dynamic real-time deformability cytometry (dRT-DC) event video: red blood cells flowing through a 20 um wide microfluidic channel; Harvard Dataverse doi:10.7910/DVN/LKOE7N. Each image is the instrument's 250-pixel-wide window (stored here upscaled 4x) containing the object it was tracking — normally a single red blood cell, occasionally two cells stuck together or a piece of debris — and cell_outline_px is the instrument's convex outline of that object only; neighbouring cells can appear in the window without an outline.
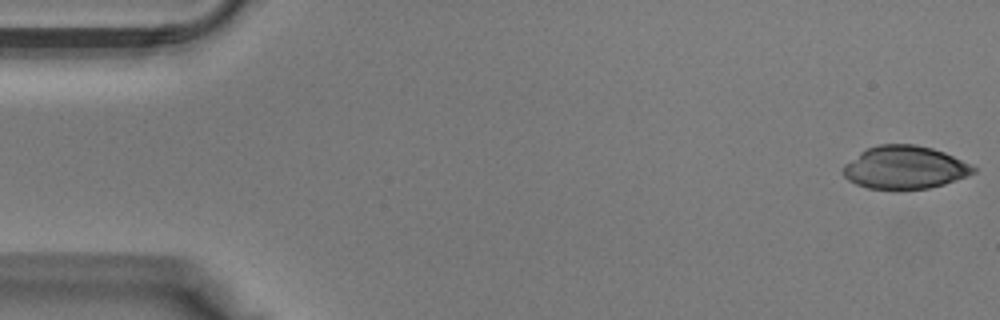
{"species": "Egyptian fruit bat (a non-hibernating species)", "species_latin": "Rousettus aegyptiacus", "temperature_condition": "warm", "stored_images_in_passage": 38, "camera_frame_rate_fps": 3000, "um_per_image_px": 0.085, "animal": {"sex": "male"}, "frame": {"image": 1, "passage_image": 1, "time_ms": 0.0, "image_size_px": [1000, 320], "cell_outline_px": [[976, 172], [968, 176], [944, 184], [928, 188], [868, 188], [856, 184], [848, 180], [844, 176], [844, 164], [860, 152], [868, 148], [880, 144], [916, 144], [932, 148], [944, 152], [976, 168]], "centroid_in_image_um": [76.9, 14.22], "position_along_channel_um": 8.1, "area_um2": 32.14}}
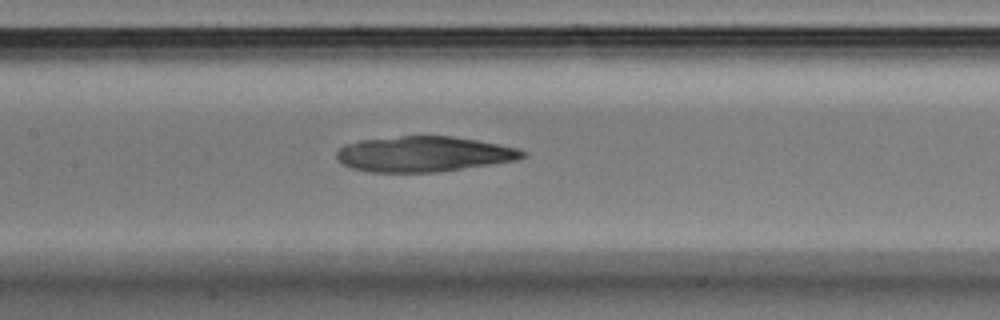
{"frame": {"image": 2, "passage_image": 18, "time_ms": 5.667, "image_size_px": [1000, 320], "cell_outline_px": [[528, 156], [516, 160], [440, 172], [368, 172], [352, 168], [344, 164], [336, 156], [336, 152], [344, 144], [360, 140], [404, 136], [452, 136], [476, 140], [520, 148], [528, 152]], "centroid_in_image_um": [36.06, 13.09], "position_along_channel_um": 171.3, "area_um2": 38.44}}
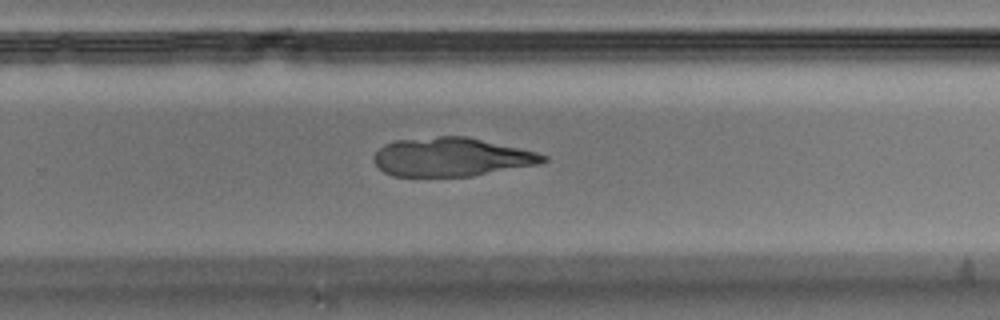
{"frame": {"image": 3, "passage_image": 25, "time_ms": 8.0, "image_size_px": [1000, 320], "cell_outline_px": [[548, 160], [540, 164], [472, 176], [392, 176], [384, 172], [376, 164], [372, 156], [384, 144], [396, 140], [440, 136], [468, 136], [536, 152], [548, 156]], "centroid_in_image_um": [38.39, 13.34], "position_along_channel_um": 291.4, "area_um2": 38.21}}